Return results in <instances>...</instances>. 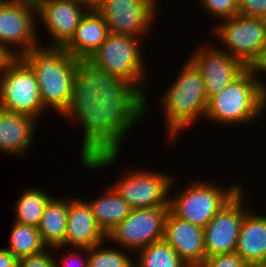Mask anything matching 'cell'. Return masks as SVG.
I'll list each match as a JSON object with an SVG mask.
<instances>
[{
  "label": "cell",
  "instance_id": "6da1fadb",
  "mask_svg": "<svg viewBox=\"0 0 266 267\" xmlns=\"http://www.w3.org/2000/svg\"><path fill=\"white\" fill-rule=\"evenodd\" d=\"M33 69L45 110L76 120L83 128L80 162L92 171L114 165L126 131L91 95L84 62L63 46L30 48L21 56Z\"/></svg>",
  "mask_w": 266,
  "mask_h": 267
},
{
  "label": "cell",
  "instance_id": "7a4b0ae2",
  "mask_svg": "<svg viewBox=\"0 0 266 267\" xmlns=\"http://www.w3.org/2000/svg\"><path fill=\"white\" fill-rule=\"evenodd\" d=\"M140 40L136 36L109 33L84 63L89 92L126 133L145 117L148 108L147 93L142 88L147 71Z\"/></svg>",
  "mask_w": 266,
  "mask_h": 267
},
{
  "label": "cell",
  "instance_id": "3957f363",
  "mask_svg": "<svg viewBox=\"0 0 266 267\" xmlns=\"http://www.w3.org/2000/svg\"><path fill=\"white\" fill-rule=\"evenodd\" d=\"M246 68L220 93L208 100L205 119L226 125L256 121L266 109V83Z\"/></svg>",
  "mask_w": 266,
  "mask_h": 267
},
{
  "label": "cell",
  "instance_id": "277c9868",
  "mask_svg": "<svg viewBox=\"0 0 266 267\" xmlns=\"http://www.w3.org/2000/svg\"><path fill=\"white\" fill-rule=\"evenodd\" d=\"M179 74L161 102L167 133L172 139L198 118H205L208 105L204 79L189 59Z\"/></svg>",
  "mask_w": 266,
  "mask_h": 267
},
{
  "label": "cell",
  "instance_id": "5b68a950",
  "mask_svg": "<svg viewBox=\"0 0 266 267\" xmlns=\"http://www.w3.org/2000/svg\"><path fill=\"white\" fill-rule=\"evenodd\" d=\"M176 197L169 199V211L176 217L204 228L208 222L227 205L242 189L239 183L229 189L211 182L189 183Z\"/></svg>",
  "mask_w": 266,
  "mask_h": 267
},
{
  "label": "cell",
  "instance_id": "8992f818",
  "mask_svg": "<svg viewBox=\"0 0 266 267\" xmlns=\"http://www.w3.org/2000/svg\"><path fill=\"white\" fill-rule=\"evenodd\" d=\"M214 28V34L226 47V53L252 68L261 57L266 45V19L237 14L223 19ZM230 49V50H229Z\"/></svg>",
  "mask_w": 266,
  "mask_h": 267
},
{
  "label": "cell",
  "instance_id": "52a82bcc",
  "mask_svg": "<svg viewBox=\"0 0 266 267\" xmlns=\"http://www.w3.org/2000/svg\"><path fill=\"white\" fill-rule=\"evenodd\" d=\"M0 79V108L38 120L45 108L32 67L18 56Z\"/></svg>",
  "mask_w": 266,
  "mask_h": 267
},
{
  "label": "cell",
  "instance_id": "ba28073f",
  "mask_svg": "<svg viewBox=\"0 0 266 267\" xmlns=\"http://www.w3.org/2000/svg\"><path fill=\"white\" fill-rule=\"evenodd\" d=\"M111 185L132 209L169 207V191L175 177L147 169H131Z\"/></svg>",
  "mask_w": 266,
  "mask_h": 267
},
{
  "label": "cell",
  "instance_id": "9c48e42d",
  "mask_svg": "<svg viewBox=\"0 0 266 267\" xmlns=\"http://www.w3.org/2000/svg\"><path fill=\"white\" fill-rule=\"evenodd\" d=\"M169 207L132 209L130 214L108 234L107 241H113L130 251L140 249L164 239L165 219Z\"/></svg>",
  "mask_w": 266,
  "mask_h": 267
},
{
  "label": "cell",
  "instance_id": "30bf717a",
  "mask_svg": "<svg viewBox=\"0 0 266 267\" xmlns=\"http://www.w3.org/2000/svg\"><path fill=\"white\" fill-rule=\"evenodd\" d=\"M35 16L37 8L33 0H1L0 44L10 48L17 56L24 55L30 48L40 44ZM12 45L17 49H13Z\"/></svg>",
  "mask_w": 266,
  "mask_h": 267
},
{
  "label": "cell",
  "instance_id": "8fae6325",
  "mask_svg": "<svg viewBox=\"0 0 266 267\" xmlns=\"http://www.w3.org/2000/svg\"><path fill=\"white\" fill-rule=\"evenodd\" d=\"M156 1L102 0L96 10L104 17L110 33L142 38L154 24Z\"/></svg>",
  "mask_w": 266,
  "mask_h": 267
},
{
  "label": "cell",
  "instance_id": "7c38bea8",
  "mask_svg": "<svg viewBox=\"0 0 266 267\" xmlns=\"http://www.w3.org/2000/svg\"><path fill=\"white\" fill-rule=\"evenodd\" d=\"M241 190L203 228L206 258L235 253L242 221L250 209Z\"/></svg>",
  "mask_w": 266,
  "mask_h": 267
},
{
  "label": "cell",
  "instance_id": "4fadbf2b",
  "mask_svg": "<svg viewBox=\"0 0 266 267\" xmlns=\"http://www.w3.org/2000/svg\"><path fill=\"white\" fill-rule=\"evenodd\" d=\"M210 46L207 44L198 47L189 58L204 79L207 100L220 93L246 69L240 61L226 53L225 49Z\"/></svg>",
  "mask_w": 266,
  "mask_h": 267
},
{
  "label": "cell",
  "instance_id": "5bb4252c",
  "mask_svg": "<svg viewBox=\"0 0 266 267\" xmlns=\"http://www.w3.org/2000/svg\"><path fill=\"white\" fill-rule=\"evenodd\" d=\"M37 16L51 36L50 46H65L72 38L81 18L89 10L72 0H36Z\"/></svg>",
  "mask_w": 266,
  "mask_h": 267
},
{
  "label": "cell",
  "instance_id": "9a60e30c",
  "mask_svg": "<svg viewBox=\"0 0 266 267\" xmlns=\"http://www.w3.org/2000/svg\"><path fill=\"white\" fill-rule=\"evenodd\" d=\"M164 240L188 267H200L205 261L203 228L167 213Z\"/></svg>",
  "mask_w": 266,
  "mask_h": 267
},
{
  "label": "cell",
  "instance_id": "2e32d148",
  "mask_svg": "<svg viewBox=\"0 0 266 267\" xmlns=\"http://www.w3.org/2000/svg\"><path fill=\"white\" fill-rule=\"evenodd\" d=\"M107 235L97 224L87 201L79 199L68 200L67 230L63 246L53 249H63L70 245L76 248H91L105 243Z\"/></svg>",
  "mask_w": 266,
  "mask_h": 267
},
{
  "label": "cell",
  "instance_id": "e0dca14e",
  "mask_svg": "<svg viewBox=\"0 0 266 267\" xmlns=\"http://www.w3.org/2000/svg\"><path fill=\"white\" fill-rule=\"evenodd\" d=\"M109 33L104 17L96 9H89L64 50L85 63L104 43Z\"/></svg>",
  "mask_w": 266,
  "mask_h": 267
},
{
  "label": "cell",
  "instance_id": "ac0fdd59",
  "mask_svg": "<svg viewBox=\"0 0 266 267\" xmlns=\"http://www.w3.org/2000/svg\"><path fill=\"white\" fill-rule=\"evenodd\" d=\"M37 119L0 108V152L24 156L32 143Z\"/></svg>",
  "mask_w": 266,
  "mask_h": 267
},
{
  "label": "cell",
  "instance_id": "d6986e66",
  "mask_svg": "<svg viewBox=\"0 0 266 267\" xmlns=\"http://www.w3.org/2000/svg\"><path fill=\"white\" fill-rule=\"evenodd\" d=\"M235 252L250 267L266 261V216L250 208L244 215Z\"/></svg>",
  "mask_w": 266,
  "mask_h": 267
},
{
  "label": "cell",
  "instance_id": "ffe728a7",
  "mask_svg": "<svg viewBox=\"0 0 266 267\" xmlns=\"http://www.w3.org/2000/svg\"><path fill=\"white\" fill-rule=\"evenodd\" d=\"M67 200L52 197L44 208L37 228L47 248L64 245L68 216Z\"/></svg>",
  "mask_w": 266,
  "mask_h": 267
},
{
  "label": "cell",
  "instance_id": "44dd1931",
  "mask_svg": "<svg viewBox=\"0 0 266 267\" xmlns=\"http://www.w3.org/2000/svg\"><path fill=\"white\" fill-rule=\"evenodd\" d=\"M104 194L95 200L87 201L97 224L107 235L131 212L130 205L112 187L106 188Z\"/></svg>",
  "mask_w": 266,
  "mask_h": 267
},
{
  "label": "cell",
  "instance_id": "7402d4cb",
  "mask_svg": "<svg viewBox=\"0 0 266 267\" xmlns=\"http://www.w3.org/2000/svg\"><path fill=\"white\" fill-rule=\"evenodd\" d=\"M51 198L42 189L29 188L24 191L15 204V222L38 227L44 208Z\"/></svg>",
  "mask_w": 266,
  "mask_h": 267
},
{
  "label": "cell",
  "instance_id": "603a6c76",
  "mask_svg": "<svg viewBox=\"0 0 266 267\" xmlns=\"http://www.w3.org/2000/svg\"><path fill=\"white\" fill-rule=\"evenodd\" d=\"M10 233V246L6 249L18 259L38 254L47 249L37 227L14 222Z\"/></svg>",
  "mask_w": 266,
  "mask_h": 267
},
{
  "label": "cell",
  "instance_id": "cb8c5ba5",
  "mask_svg": "<svg viewBox=\"0 0 266 267\" xmlns=\"http://www.w3.org/2000/svg\"><path fill=\"white\" fill-rule=\"evenodd\" d=\"M137 254L138 267H188L164 239L140 249Z\"/></svg>",
  "mask_w": 266,
  "mask_h": 267
},
{
  "label": "cell",
  "instance_id": "d4e9b609",
  "mask_svg": "<svg viewBox=\"0 0 266 267\" xmlns=\"http://www.w3.org/2000/svg\"><path fill=\"white\" fill-rule=\"evenodd\" d=\"M104 243L88 248V265L87 267H130L132 265V257L128 256L125 249H115L104 247ZM103 246V247H102Z\"/></svg>",
  "mask_w": 266,
  "mask_h": 267
},
{
  "label": "cell",
  "instance_id": "484cf974",
  "mask_svg": "<svg viewBox=\"0 0 266 267\" xmlns=\"http://www.w3.org/2000/svg\"><path fill=\"white\" fill-rule=\"evenodd\" d=\"M203 7L215 18L227 19L239 13L240 0H200Z\"/></svg>",
  "mask_w": 266,
  "mask_h": 267
},
{
  "label": "cell",
  "instance_id": "4316f807",
  "mask_svg": "<svg viewBox=\"0 0 266 267\" xmlns=\"http://www.w3.org/2000/svg\"><path fill=\"white\" fill-rule=\"evenodd\" d=\"M200 267H250L243 259L235 252L231 254L217 255L205 258V261Z\"/></svg>",
  "mask_w": 266,
  "mask_h": 267
},
{
  "label": "cell",
  "instance_id": "83f0119b",
  "mask_svg": "<svg viewBox=\"0 0 266 267\" xmlns=\"http://www.w3.org/2000/svg\"><path fill=\"white\" fill-rule=\"evenodd\" d=\"M48 250L54 251L53 248H49L38 254L18 259V267H55V258Z\"/></svg>",
  "mask_w": 266,
  "mask_h": 267
},
{
  "label": "cell",
  "instance_id": "f1b7e54d",
  "mask_svg": "<svg viewBox=\"0 0 266 267\" xmlns=\"http://www.w3.org/2000/svg\"><path fill=\"white\" fill-rule=\"evenodd\" d=\"M239 14L266 19V0H240Z\"/></svg>",
  "mask_w": 266,
  "mask_h": 267
},
{
  "label": "cell",
  "instance_id": "f546056e",
  "mask_svg": "<svg viewBox=\"0 0 266 267\" xmlns=\"http://www.w3.org/2000/svg\"><path fill=\"white\" fill-rule=\"evenodd\" d=\"M77 250H82V252L84 251V252H86V258L85 259H82L80 262L77 260V262H78V265H79V267H87V265H88V255H87V253H88V249L87 248H78ZM77 250H76V252H74L73 253V251L71 252V251H69L68 252V254L67 255H65L63 258L61 257L60 259H59V261L60 262H62V263H60L57 259H55V267H72L73 266V263H74V261L76 260V259H79V258H81V255H82V253H80L79 254V252H77ZM70 253V254H69ZM78 253V254H77ZM73 258V259H72ZM70 259V260H69ZM72 259V260H71ZM75 259V260H74ZM74 260V261H73ZM70 261H71V263H72V266H71V263H70ZM58 262V263H57ZM75 264H77V263H75ZM74 267V266H73ZM76 267H78V266H76Z\"/></svg>",
  "mask_w": 266,
  "mask_h": 267
},
{
  "label": "cell",
  "instance_id": "4dcf8cb0",
  "mask_svg": "<svg viewBox=\"0 0 266 267\" xmlns=\"http://www.w3.org/2000/svg\"><path fill=\"white\" fill-rule=\"evenodd\" d=\"M18 56L7 46L0 44V75L2 76L9 68L10 64ZM2 72V73H1Z\"/></svg>",
  "mask_w": 266,
  "mask_h": 267
},
{
  "label": "cell",
  "instance_id": "1f68e13d",
  "mask_svg": "<svg viewBox=\"0 0 266 267\" xmlns=\"http://www.w3.org/2000/svg\"><path fill=\"white\" fill-rule=\"evenodd\" d=\"M0 267H18V258L8 249H0Z\"/></svg>",
  "mask_w": 266,
  "mask_h": 267
},
{
  "label": "cell",
  "instance_id": "d6a6232c",
  "mask_svg": "<svg viewBox=\"0 0 266 267\" xmlns=\"http://www.w3.org/2000/svg\"><path fill=\"white\" fill-rule=\"evenodd\" d=\"M252 69L256 73V75H259L260 73L266 74V45L265 48L263 49L261 57L255 63Z\"/></svg>",
  "mask_w": 266,
  "mask_h": 267
},
{
  "label": "cell",
  "instance_id": "836d02e7",
  "mask_svg": "<svg viewBox=\"0 0 266 267\" xmlns=\"http://www.w3.org/2000/svg\"><path fill=\"white\" fill-rule=\"evenodd\" d=\"M72 1L78 2L86 6L88 9H97L102 2V0H72Z\"/></svg>",
  "mask_w": 266,
  "mask_h": 267
},
{
  "label": "cell",
  "instance_id": "e575fe53",
  "mask_svg": "<svg viewBox=\"0 0 266 267\" xmlns=\"http://www.w3.org/2000/svg\"><path fill=\"white\" fill-rule=\"evenodd\" d=\"M259 267H266V261L262 263Z\"/></svg>",
  "mask_w": 266,
  "mask_h": 267
},
{
  "label": "cell",
  "instance_id": "d590c367",
  "mask_svg": "<svg viewBox=\"0 0 266 267\" xmlns=\"http://www.w3.org/2000/svg\"><path fill=\"white\" fill-rule=\"evenodd\" d=\"M130 267H138V266L136 264H134V262H133Z\"/></svg>",
  "mask_w": 266,
  "mask_h": 267
}]
</instances>
